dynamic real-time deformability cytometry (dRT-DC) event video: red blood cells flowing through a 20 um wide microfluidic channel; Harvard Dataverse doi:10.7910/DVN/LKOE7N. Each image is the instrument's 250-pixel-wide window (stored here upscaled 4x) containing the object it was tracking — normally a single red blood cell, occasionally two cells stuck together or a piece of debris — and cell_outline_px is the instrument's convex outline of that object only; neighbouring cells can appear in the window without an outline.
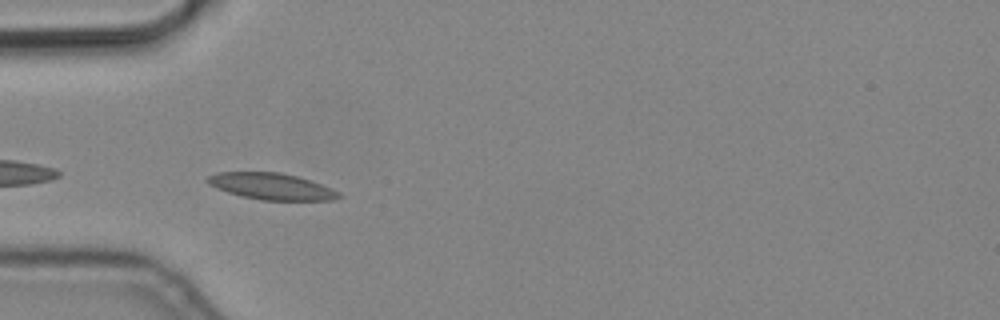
{"species": "common noctule bat (a hibernating species)", "species_latin": "Nyctalus noctula", "temperature_condition": "cold", "stored_images_in_passage": 10, "camera_frame_rate_fps": 3000, "um_per_image_px": 0.085, "animal": {"sex": "male", "body_mass_g": 19.2, "forearm_length_mm": 51.8}, "frame": {"image": 1, "passage_image": 4, "time_ms": 1.0, "image_size_px": [1000, 320], "cell_outline_px": [[344, 196], [332, 200], [260, 200], [240, 196], [216, 188], [208, 184], [204, 180], [208, 176], [216, 172], [280, 172], [296, 176], [320, 184], [340, 192]], "centroid_in_image_um": [23.04, 15.84], "position_along_channel_um": 62.0, "area_um2": 20.29}}
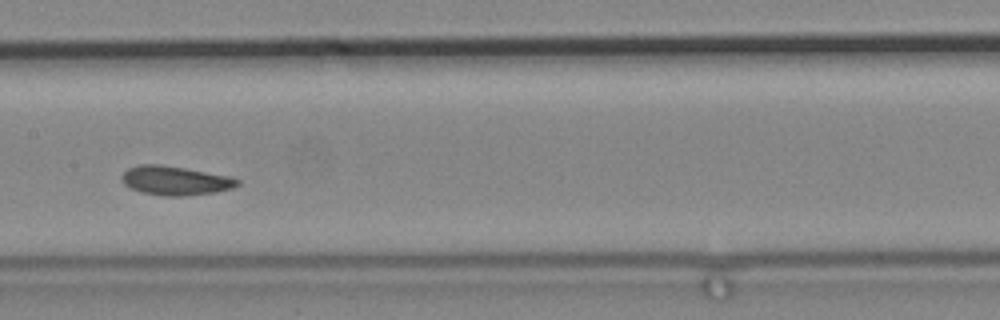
{"frame": {"image": 2, "passage_image": 7, "time_ms": 2.0, "image_size_px": [1000, 320], "cell_outline_px": [[240, 184], [232, 188], [216, 192], [184, 196], [164, 196], [144, 192], [132, 188], [124, 184], [120, 176], [128, 168], [140, 164], [160, 164], [184, 168], [228, 176], [240, 180]], "centroid_in_image_um": [14.89, 15.35], "position_along_channel_um": 192.5, "area_um2": 19.42}}
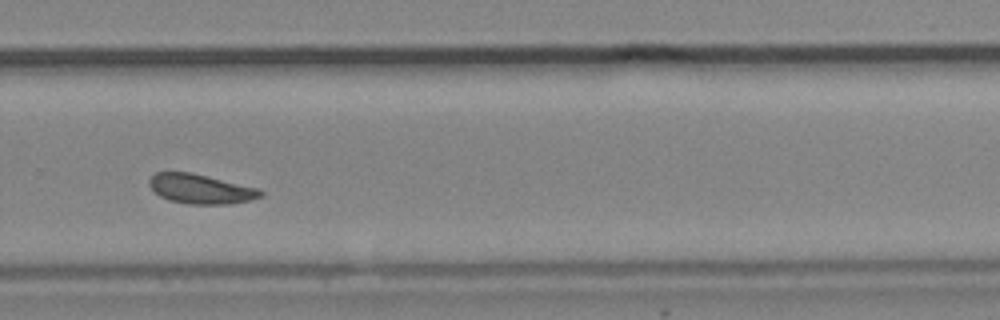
{"frame": {"image": 3, "passage_image": 10, "time_ms": 3.0, "image_size_px": [1000, 320], "cell_outline_px": [[264, 196], [232, 204], [188, 204], [168, 200], [160, 196], [148, 184], [148, 180], [156, 172], [192, 172], [260, 188], [264, 192]], "centroid_in_image_um": [17.09, 16.06], "position_along_channel_um": 312.7, "area_um2": 19.36}}